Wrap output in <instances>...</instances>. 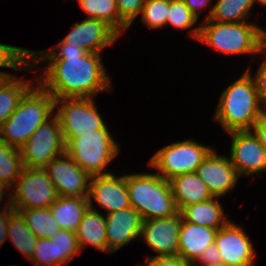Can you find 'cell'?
<instances>
[{
	"instance_id": "83f0119b",
	"label": "cell",
	"mask_w": 266,
	"mask_h": 266,
	"mask_svg": "<svg viewBox=\"0 0 266 266\" xmlns=\"http://www.w3.org/2000/svg\"><path fill=\"white\" fill-rule=\"evenodd\" d=\"M19 211L26 225L38 238H52L61 230L58 222L53 217L50 208L24 209Z\"/></svg>"
},
{
	"instance_id": "8fae6325",
	"label": "cell",
	"mask_w": 266,
	"mask_h": 266,
	"mask_svg": "<svg viewBox=\"0 0 266 266\" xmlns=\"http://www.w3.org/2000/svg\"><path fill=\"white\" fill-rule=\"evenodd\" d=\"M44 169L62 197H88L91 175L66 153L52 159Z\"/></svg>"
},
{
	"instance_id": "9c48e42d",
	"label": "cell",
	"mask_w": 266,
	"mask_h": 266,
	"mask_svg": "<svg viewBox=\"0 0 266 266\" xmlns=\"http://www.w3.org/2000/svg\"><path fill=\"white\" fill-rule=\"evenodd\" d=\"M24 167L44 168L65 152V141L58 117L54 114L41 124L19 148Z\"/></svg>"
},
{
	"instance_id": "7a4b0ae2",
	"label": "cell",
	"mask_w": 266,
	"mask_h": 266,
	"mask_svg": "<svg viewBox=\"0 0 266 266\" xmlns=\"http://www.w3.org/2000/svg\"><path fill=\"white\" fill-rule=\"evenodd\" d=\"M250 68L222 93L214 119L226 132L252 130L266 113Z\"/></svg>"
},
{
	"instance_id": "7402d4cb",
	"label": "cell",
	"mask_w": 266,
	"mask_h": 266,
	"mask_svg": "<svg viewBox=\"0 0 266 266\" xmlns=\"http://www.w3.org/2000/svg\"><path fill=\"white\" fill-rule=\"evenodd\" d=\"M218 197L183 207L179 212L182 220L209 228L220 229L230 219L224 216Z\"/></svg>"
},
{
	"instance_id": "8992f818",
	"label": "cell",
	"mask_w": 266,
	"mask_h": 266,
	"mask_svg": "<svg viewBox=\"0 0 266 266\" xmlns=\"http://www.w3.org/2000/svg\"><path fill=\"white\" fill-rule=\"evenodd\" d=\"M65 152L91 176L108 175L105 167L119 154V145L108 127L82 133L77 138H64Z\"/></svg>"
},
{
	"instance_id": "30bf717a",
	"label": "cell",
	"mask_w": 266,
	"mask_h": 266,
	"mask_svg": "<svg viewBox=\"0 0 266 266\" xmlns=\"http://www.w3.org/2000/svg\"><path fill=\"white\" fill-rule=\"evenodd\" d=\"M93 100V98L79 97L55 99V115L59 119L64 138H77L82 133L107 126Z\"/></svg>"
},
{
	"instance_id": "5b68a950",
	"label": "cell",
	"mask_w": 266,
	"mask_h": 266,
	"mask_svg": "<svg viewBox=\"0 0 266 266\" xmlns=\"http://www.w3.org/2000/svg\"><path fill=\"white\" fill-rule=\"evenodd\" d=\"M191 36L218 52L227 54H258V26L248 22L220 23L205 19L191 31Z\"/></svg>"
},
{
	"instance_id": "603a6c76",
	"label": "cell",
	"mask_w": 266,
	"mask_h": 266,
	"mask_svg": "<svg viewBox=\"0 0 266 266\" xmlns=\"http://www.w3.org/2000/svg\"><path fill=\"white\" fill-rule=\"evenodd\" d=\"M49 208L61 229L76 232L84 213L89 208V201L88 197L59 196Z\"/></svg>"
},
{
	"instance_id": "b9f144b4",
	"label": "cell",
	"mask_w": 266,
	"mask_h": 266,
	"mask_svg": "<svg viewBox=\"0 0 266 266\" xmlns=\"http://www.w3.org/2000/svg\"><path fill=\"white\" fill-rule=\"evenodd\" d=\"M257 52L258 54H260L261 52L266 53V30L265 29L263 30L259 26H258ZM263 61H266V58H264Z\"/></svg>"
},
{
	"instance_id": "1f68e13d",
	"label": "cell",
	"mask_w": 266,
	"mask_h": 266,
	"mask_svg": "<svg viewBox=\"0 0 266 266\" xmlns=\"http://www.w3.org/2000/svg\"><path fill=\"white\" fill-rule=\"evenodd\" d=\"M198 18L184 4L183 0H170L166 24L178 29H190Z\"/></svg>"
},
{
	"instance_id": "74e56055",
	"label": "cell",
	"mask_w": 266,
	"mask_h": 266,
	"mask_svg": "<svg viewBox=\"0 0 266 266\" xmlns=\"http://www.w3.org/2000/svg\"><path fill=\"white\" fill-rule=\"evenodd\" d=\"M253 79L260 99L266 105V61H263L259 66V69H257V73L253 76Z\"/></svg>"
},
{
	"instance_id": "f1b7e54d",
	"label": "cell",
	"mask_w": 266,
	"mask_h": 266,
	"mask_svg": "<svg viewBox=\"0 0 266 266\" xmlns=\"http://www.w3.org/2000/svg\"><path fill=\"white\" fill-rule=\"evenodd\" d=\"M23 168L19 149L0 140V183L8 189L15 186Z\"/></svg>"
},
{
	"instance_id": "d4e9b609",
	"label": "cell",
	"mask_w": 266,
	"mask_h": 266,
	"mask_svg": "<svg viewBox=\"0 0 266 266\" xmlns=\"http://www.w3.org/2000/svg\"><path fill=\"white\" fill-rule=\"evenodd\" d=\"M79 5L88 15L87 18L106 22L119 35L129 26L120 18L116 0H78Z\"/></svg>"
},
{
	"instance_id": "f6af8a7d",
	"label": "cell",
	"mask_w": 266,
	"mask_h": 266,
	"mask_svg": "<svg viewBox=\"0 0 266 266\" xmlns=\"http://www.w3.org/2000/svg\"><path fill=\"white\" fill-rule=\"evenodd\" d=\"M256 2L260 3L261 5L266 6V0H254V3Z\"/></svg>"
},
{
	"instance_id": "d590c367",
	"label": "cell",
	"mask_w": 266,
	"mask_h": 266,
	"mask_svg": "<svg viewBox=\"0 0 266 266\" xmlns=\"http://www.w3.org/2000/svg\"><path fill=\"white\" fill-rule=\"evenodd\" d=\"M143 266H194L180 256L173 257H149Z\"/></svg>"
},
{
	"instance_id": "7bdbcfd3",
	"label": "cell",
	"mask_w": 266,
	"mask_h": 266,
	"mask_svg": "<svg viewBox=\"0 0 266 266\" xmlns=\"http://www.w3.org/2000/svg\"><path fill=\"white\" fill-rule=\"evenodd\" d=\"M12 75L7 72H0V88Z\"/></svg>"
},
{
	"instance_id": "2e32d148",
	"label": "cell",
	"mask_w": 266,
	"mask_h": 266,
	"mask_svg": "<svg viewBox=\"0 0 266 266\" xmlns=\"http://www.w3.org/2000/svg\"><path fill=\"white\" fill-rule=\"evenodd\" d=\"M198 177L205 183L213 197L227 195L237 184L238 173L227 156L212 150L196 170Z\"/></svg>"
},
{
	"instance_id": "bcb514c9",
	"label": "cell",
	"mask_w": 266,
	"mask_h": 266,
	"mask_svg": "<svg viewBox=\"0 0 266 266\" xmlns=\"http://www.w3.org/2000/svg\"><path fill=\"white\" fill-rule=\"evenodd\" d=\"M209 266H225L223 264H218V265H209Z\"/></svg>"
},
{
	"instance_id": "ffe728a7",
	"label": "cell",
	"mask_w": 266,
	"mask_h": 266,
	"mask_svg": "<svg viewBox=\"0 0 266 266\" xmlns=\"http://www.w3.org/2000/svg\"><path fill=\"white\" fill-rule=\"evenodd\" d=\"M169 183L179 211L190 204L214 198L196 172L178 175L170 179Z\"/></svg>"
},
{
	"instance_id": "836d02e7",
	"label": "cell",
	"mask_w": 266,
	"mask_h": 266,
	"mask_svg": "<svg viewBox=\"0 0 266 266\" xmlns=\"http://www.w3.org/2000/svg\"><path fill=\"white\" fill-rule=\"evenodd\" d=\"M30 262L35 266H60V256L55 241L39 238Z\"/></svg>"
},
{
	"instance_id": "4fadbf2b",
	"label": "cell",
	"mask_w": 266,
	"mask_h": 266,
	"mask_svg": "<svg viewBox=\"0 0 266 266\" xmlns=\"http://www.w3.org/2000/svg\"><path fill=\"white\" fill-rule=\"evenodd\" d=\"M182 224L180 212L167 217L145 220L140 236L158 257L179 256V234Z\"/></svg>"
},
{
	"instance_id": "7c38bea8",
	"label": "cell",
	"mask_w": 266,
	"mask_h": 266,
	"mask_svg": "<svg viewBox=\"0 0 266 266\" xmlns=\"http://www.w3.org/2000/svg\"><path fill=\"white\" fill-rule=\"evenodd\" d=\"M229 158L238 176L255 175L266 171V150L252 130L231 131Z\"/></svg>"
},
{
	"instance_id": "f546056e",
	"label": "cell",
	"mask_w": 266,
	"mask_h": 266,
	"mask_svg": "<svg viewBox=\"0 0 266 266\" xmlns=\"http://www.w3.org/2000/svg\"><path fill=\"white\" fill-rule=\"evenodd\" d=\"M169 6L170 0H146L141 12L143 24L151 29L165 26Z\"/></svg>"
},
{
	"instance_id": "e0dca14e",
	"label": "cell",
	"mask_w": 266,
	"mask_h": 266,
	"mask_svg": "<svg viewBox=\"0 0 266 266\" xmlns=\"http://www.w3.org/2000/svg\"><path fill=\"white\" fill-rule=\"evenodd\" d=\"M95 202L106 210V214L131 207L129 192L126 186V175L116 177L111 172L108 175H94L91 177L88 201Z\"/></svg>"
},
{
	"instance_id": "3957f363",
	"label": "cell",
	"mask_w": 266,
	"mask_h": 266,
	"mask_svg": "<svg viewBox=\"0 0 266 266\" xmlns=\"http://www.w3.org/2000/svg\"><path fill=\"white\" fill-rule=\"evenodd\" d=\"M55 111V99L38 83L21 99L16 110L0 127V140L21 148L34 131Z\"/></svg>"
},
{
	"instance_id": "277c9868",
	"label": "cell",
	"mask_w": 266,
	"mask_h": 266,
	"mask_svg": "<svg viewBox=\"0 0 266 266\" xmlns=\"http://www.w3.org/2000/svg\"><path fill=\"white\" fill-rule=\"evenodd\" d=\"M130 205L145 220L167 218L179 212L169 181L157 173L126 175Z\"/></svg>"
},
{
	"instance_id": "484cf974",
	"label": "cell",
	"mask_w": 266,
	"mask_h": 266,
	"mask_svg": "<svg viewBox=\"0 0 266 266\" xmlns=\"http://www.w3.org/2000/svg\"><path fill=\"white\" fill-rule=\"evenodd\" d=\"M35 82L21 80L12 76L0 88V127L18 107L24 95Z\"/></svg>"
},
{
	"instance_id": "8d00e7d4",
	"label": "cell",
	"mask_w": 266,
	"mask_h": 266,
	"mask_svg": "<svg viewBox=\"0 0 266 266\" xmlns=\"http://www.w3.org/2000/svg\"><path fill=\"white\" fill-rule=\"evenodd\" d=\"M203 266H209V265H218L222 264L221 255L216 247V244L213 243L209 245L199 256V258L196 260Z\"/></svg>"
},
{
	"instance_id": "d6986e66",
	"label": "cell",
	"mask_w": 266,
	"mask_h": 266,
	"mask_svg": "<svg viewBox=\"0 0 266 266\" xmlns=\"http://www.w3.org/2000/svg\"><path fill=\"white\" fill-rule=\"evenodd\" d=\"M218 229L209 228L182 220L179 234V256L194 266L200 254L215 243Z\"/></svg>"
},
{
	"instance_id": "f35d334b",
	"label": "cell",
	"mask_w": 266,
	"mask_h": 266,
	"mask_svg": "<svg viewBox=\"0 0 266 266\" xmlns=\"http://www.w3.org/2000/svg\"><path fill=\"white\" fill-rule=\"evenodd\" d=\"M7 205L0 208V247L7 240V229L10 220V204L9 198L7 200Z\"/></svg>"
},
{
	"instance_id": "e575fe53",
	"label": "cell",
	"mask_w": 266,
	"mask_h": 266,
	"mask_svg": "<svg viewBox=\"0 0 266 266\" xmlns=\"http://www.w3.org/2000/svg\"><path fill=\"white\" fill-rule=\"evenodd\" d=\"M120 18L130 27L141 14L146 0H116Z\"/></svg>"
},
{
	"instance_id": "6da1fadb",
	"label": "cell",
	"mask_w": 266,
	"mask_h": 266,
	"mask_svg": "<svg viewBox=\"0 0 266 266\" xmlns=\"http://www.w3.org/2000/svg\"><path fill=\"white\" fill-rule=\"evenodd\" d=\"M55 47L58 49H27V61L34 68L36 64L49 62L35 82L54 99L93 98L98 92L111 91L110 75L106 73L101 54L87 53L62 41Z\"/></svg>"
},
{
	"instance_id": "cb8c5ba5",
	"label": "cell",
	"mask_w": 266,
	"mask_h": 266,
	"mask_svg": "<svg viewBox=\"0 0 266 266\" xmlns=\"http://www.w3.org/2000/svg\"><path fill=\"white\" fill-rule=\"evenodd\" d=\"M7 239L12 241L16 249H18L27 260L31 259L39 240L26 225L22 214L16 211L11 205Z\"/></svg>"
},
{
	"instance_id": "ee69618b",
	"label": "cell",
	"mask_w": 266,
	"mask_h": 266,
	"mask_svg": "<svg viewBox=\"0 0 266 266\" xmlns=\"http://www.w3.org/2000/svg\"><path fill=\"white\" fill-rule=\"evenodd\" d=\"M6 187H4L1 183H0V203H1V200H3V196L6 194L7 191L9 190H5Z\"/></svg>"
},
{
	"instance_id": "ba28073f",
	"label": "cell",
	"mask_w": 266,
	"mask_h": 266,
	"mask_svg": "<svg viewBox=\"0 0 266 266\" xmlns=\"http://www.w3.org/2000/svg\"><path fill=\"white\" fill-rule=\"evenodd\" d=\"M9 191V204L15 210L49 208L59 198L44 168L24 167L14 189Z\"/></svg>"
},
{
	"instance_id": "d6a6232c",
	"label": "cell",
	"mask_w": 266,
	"mask_h": 266,
	"mask_svg": "<svg viewBox=\"0 0 266 266\" xmlns=\"http://www.w3.org/2000/svg\"><path fill=\"white\" fill-rule=\"evenodd\" d=\"M55 241L58 248V256H60V266L70 262L76 254L81 252L76 237V232L61 229L55 236L50 238Z\"/></svg>"
},
{
	"instance_id": "9a60e30c",
	"label": "cell",
	"mask_w": 266,
	"mask_h": 266,
	"mask_svg": "<svg viewBox=\"0 0 266 266\" xmlns=\"http://www.w3.org/2000/svg\"><path fill=\"white\" fill-rule=\"evenodd\" d=\"M119 36L106 22L86 18L82 22L74 23L72 30L61 41L77 46L87 53L101 54V50L113 44Z\"/></svg>"
},
{
	"instance_id": "60d3db41",
	"label": "cell",
	"mask_w": 266,
	"mask_h": 266,
	"mask_svg": "<svg viewBox=\"0 0 266 266\" xmlns=\"http://www.w3.org/2000/svg\"><path fill=\"white\" fill-rule=\"evenodd\" d=\"M184 4L199 19L201 10L209 7L211 0H183Z\"/></svg>"
},
{
	"instance_id": "4dcf8cb0",
	"label": "cell",
	"mask_w": 266,
	"mask_h": 266,
	"mask_svg": "<svg viewBox=\"0 0 266 266\" xmlns=\"http://www.w3.org/2000/svg\"><path fill=\"white\" fill-rule=\"evenodd\" d=\"M0 67L15 70H30L32 64L27 61V49L0 43Z\"/></svg>"
},
{
	"instance_id": "5bb4252c",
	"label": "cell",
	"mask_w": 266,
	"mask_h": 266,
	"mask_svg": "<svg viewBox=\"0 0 266 266\" xmlns=\"http://www.w3.org/2000/svg\"><path fill=\"white\" fill-rule=\"evenodd\" d=\"M229 220L218 229L215 244L222 264L225 266H252L254 264V247L242 226Z\"/></svg>"
},
{
	"instance_id": "ac0fdd59",
	"label": "cell",
	"mask_w": 266,
	"mask_h": 266,
	"mask_svg": "<svg viewBox=\"0 0 266 266\" xmlns=\"http://www.w3.org/2000/svg\"><path fill=\"white\" fill-rule=\"evenodd\" d=\"M107 252L114 253L141 234L144 219L132 206L105 216Z\"/></svg>"
},
{
	"instance_id": "52a82bcc",
	"label": "cell",
	"mask_w": 266,
	"mask_h": 266,
	"mask_svg": "<svg viewBox=\"0 0 266 266\" xmlns=\"http://www.w3.org/2000/svg\"><path fill=\"white\" fill-rule=\"evenodd\" d=\"M213 149L187 139L171 143L158 150L151 157L149 165L157 169V174L169 181L178 175L196 172L198 166Z\"/></svg>"
},
{
	"instance_id": "44dd1931",
	"label": "cell",
	"mask_w": 266,
	"mask_h": 266,
	"mask_svg": "<svg viewBox=\"0 0 266 266\" xmlns=\"http://www.w3.org/2000/svg\"><path fill=\"white\" fill-rule=\"evenodd\" d=\"M94 209L93 202L84 213L76 237L81 251L87 245H92L100 251L107 252L106 221L105 216Z\"/></svg>"
},
{
	"instance_id": "ab89813d",
	"label": "cell",
	"mask_w": 266,
	"mask_h": 266,
	"mask_svg": "<svg viewBox=\"0 0 266 266\" xmlns=\"http://www.w3.org/2000/svg\"><path fill=\"white\" fill-rule=\"evenodd\" d=\"M252 131L266 150V113L254 124Z\"/></svg>"
},
{
	"instance_id": "4316f807",
	"label": "cell",
	"mask_w": 266,
	"mask_h": 266,
	"mask_svg": "<svg viewBox=\"0 0 266 266\" xmlns=\"http://www.w3.org/2000/svg\"><path fill=\"white\" fill-rule=\"evenodd\" d=\"M254 0H217L205 18L220 23L246 22Z\"/></svg>"
}]
</instances>
